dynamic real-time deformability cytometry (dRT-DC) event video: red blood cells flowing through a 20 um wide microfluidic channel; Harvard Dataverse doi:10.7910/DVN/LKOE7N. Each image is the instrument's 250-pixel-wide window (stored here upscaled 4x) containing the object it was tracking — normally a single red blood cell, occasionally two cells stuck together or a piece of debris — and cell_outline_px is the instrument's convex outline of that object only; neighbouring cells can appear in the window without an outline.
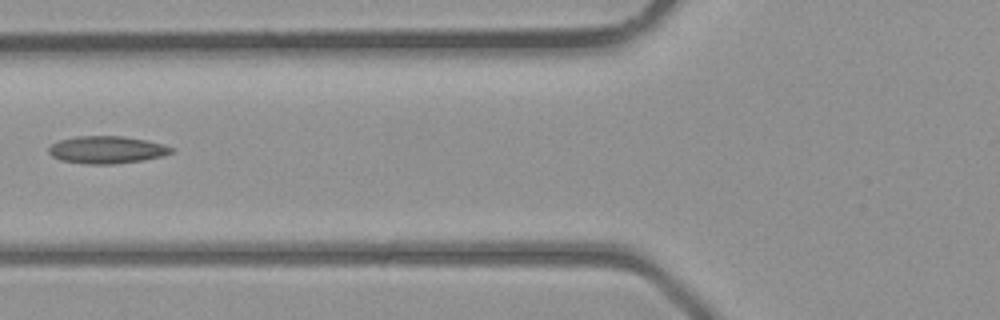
{"species": "common noctule bat (a hibernating species)", "species_latin": "Nyctalus noctula", "temperature_condition": "room temperature", "stored_images_in_passage": 33, "camera_frame_rate_fps": 3000, "um_per_image_px": 0.085, "animal": {"sex": "male", "body_mass_g": 23.1, "forearm_length_mm": 52.7}, "frame": {"image": 1, "passage_image": 10, "time_ms": 3.0, "image_size_px": [1000, 320], "cell_outline_px": [[172, 152], [164, 156], [144, 160], [112, 164], [88, 164], [60, 160], [52, 156], [48, 152], [48, 148], [52, 144], [60, 140], [76, 136], [120, 136], [144, 140], [164, 144], [172, 148]], "centroid_in_image_um": [9.06, 12.73], "position_along_channel_um": 116.7, "area_um2": 19.48}}
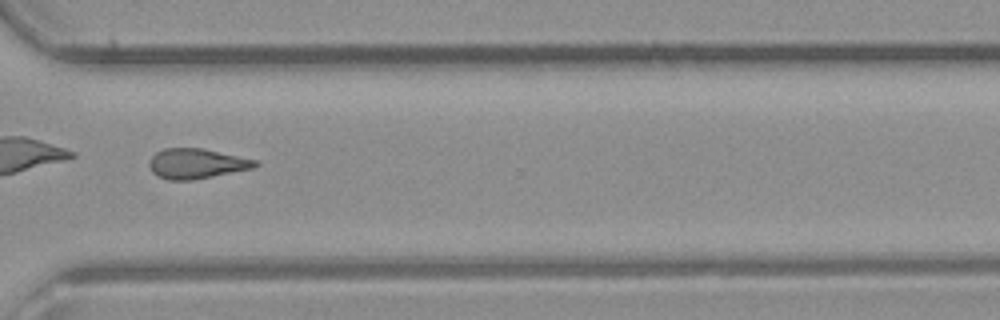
{"frame": {"image": 2, "passage_image": 24, "time_ms": 7.667, "image_size_px": [1000, 320], "cell_outline_px": [[260, 164], [252, 168], [192, 180], [168, 180], [152, 172], [148, 164], [152, 156], [156, 152], [164, 148], [200, 148], [256, 160]], "centroid_in_image_um": [16.66, 13.9], "position_along_channel_um": 353.9, "area_um2": 18.21}}